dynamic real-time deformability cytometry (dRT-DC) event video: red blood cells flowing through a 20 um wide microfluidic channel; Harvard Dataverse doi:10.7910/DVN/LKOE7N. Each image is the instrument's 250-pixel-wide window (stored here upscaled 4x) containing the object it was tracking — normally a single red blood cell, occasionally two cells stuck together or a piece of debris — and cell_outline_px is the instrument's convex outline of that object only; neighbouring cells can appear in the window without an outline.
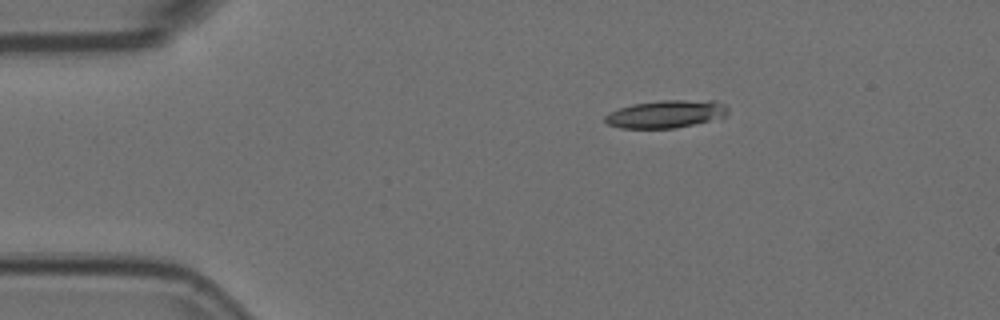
{"species": "Egyptian fruit bat (a non-hibernating species)", "species_latin": "Rousettus aegyptiacus", "temperature_condition": "room temperature", "stored_images_in_passage": 2, "camera_frame_rate_fps": 3000, "um_per_image_px": 0.085, "animal": {"sex": "female"}, "frame": {"image": 1, "passage_image": 1, "time_ms": 0.0, "image_size_px": [1000, 320], "cell_outline_px": [[728, 116], [676, 128], [620, 128], [608, 124], [604, 120], [604, 116], [608, 112], [632, 104], [660, 100], [716, 100], [724, 104], [728, 108]], "centroid_in_image_um": [56.62, 9.68], "position_along_channel_um": 28.4, "area_um2": 20.0}}